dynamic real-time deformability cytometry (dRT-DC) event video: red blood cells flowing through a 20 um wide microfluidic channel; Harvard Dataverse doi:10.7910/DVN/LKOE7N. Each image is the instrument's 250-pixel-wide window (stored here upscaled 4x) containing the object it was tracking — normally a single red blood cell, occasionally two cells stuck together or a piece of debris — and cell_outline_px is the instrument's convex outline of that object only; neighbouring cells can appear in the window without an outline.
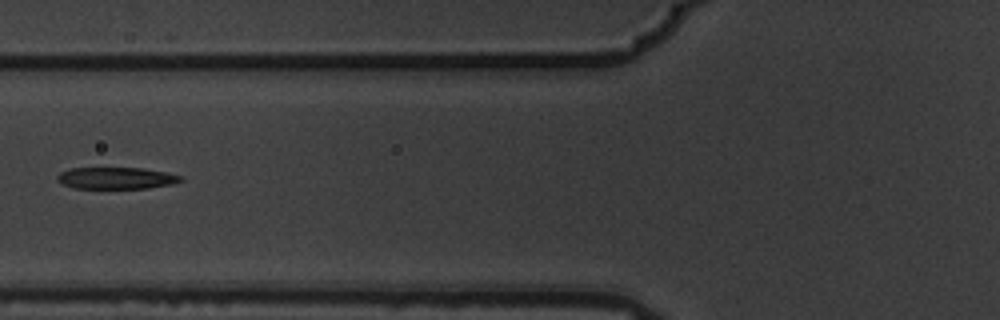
{"species": "common noctule bat (a hibernating species)", "species_latin": "Nyctalus noctula", "temperature_condition": "warm", "stored_images_in_passage": 8, "camera_frame_rate_fps": 3000, "um_per_image_px": 0.085, "animal": {"sex": "male", "body_mass_g": 19.5, "forearm_length_mm": 54.6}, "frame": {"image": 1, "passage_image": 7, "time_ms": 2.0, "image_size_px": [1000, 320], "cell_outline_px": [[184, 180], [172, 184], [148, 188], [72, 188], [56, 180], [56, 176], [60, 172], [68, 168], [144, 168], [184, 176]], "centroid_in_image_um": [9.88, 15.13], "position_along_channel_um": 115.9, "area_um2": 15.72}}
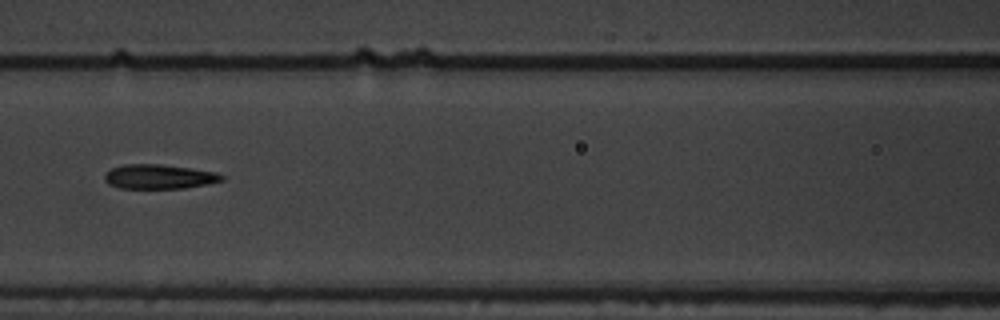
{"frame": {"image": 2, "passage_image": 8, "time_ms": 2.333, "image_size_px": [1000, 320], "cell_outline_px": [[224, 180], [184, 188], [120, 188], [108, 184], [104, 180], [104, 176], [112, 168], [124, 164], [160, 164], [216, 172], [224, 176]], "centroid_in_image_um": [13.49, 15.01], "position_along_channel_um": 153.1, "area_um2": 16.47}}